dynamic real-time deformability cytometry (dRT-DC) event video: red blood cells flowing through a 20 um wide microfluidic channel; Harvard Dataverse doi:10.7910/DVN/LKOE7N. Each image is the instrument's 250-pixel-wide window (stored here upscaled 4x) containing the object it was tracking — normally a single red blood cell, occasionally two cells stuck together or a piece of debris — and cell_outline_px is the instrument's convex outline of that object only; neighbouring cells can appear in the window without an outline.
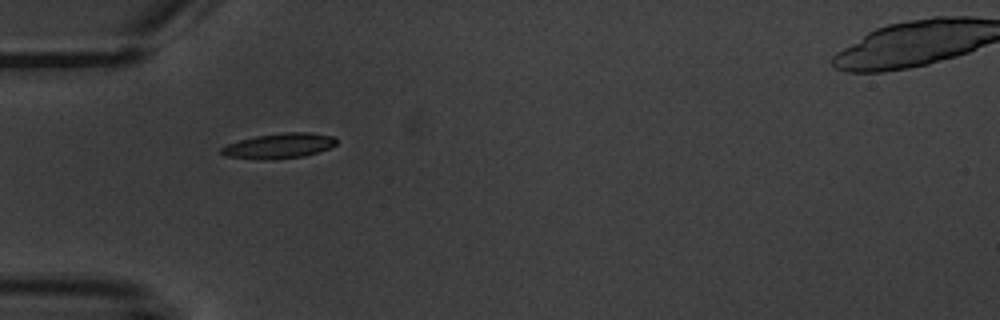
{"species": "common noctule bat (a hibernating species)", "species_latin": "Nyctalus noctula", "temperature_condition": "warm", "stored_images_in_passage": 1, "camera_frame_rate_fps": 3000, "um_per_image_px": 0.085, "animal": {"sex": "male", "body_mass_g": 20.1, "forearm_length_mm": 53.5}, "frame": {"image": 1, "passage_image": 1, "time_ms": 0.0, "image_size_px": [1000, 320], "cell_outline_px": [[336, 144], [328, 148], [304, 156], [272, 160], [256, 160], [224, 156], [220, 152], [220, 148], [228, 144], [240, 140], [256, 136], [284, 132], [308, 132], [332, 136], [336, 140]], "centroid_in_image_um": [23.66, 12.41], "position_along_channel_um": 61.3, "area_um2": 16.88}}